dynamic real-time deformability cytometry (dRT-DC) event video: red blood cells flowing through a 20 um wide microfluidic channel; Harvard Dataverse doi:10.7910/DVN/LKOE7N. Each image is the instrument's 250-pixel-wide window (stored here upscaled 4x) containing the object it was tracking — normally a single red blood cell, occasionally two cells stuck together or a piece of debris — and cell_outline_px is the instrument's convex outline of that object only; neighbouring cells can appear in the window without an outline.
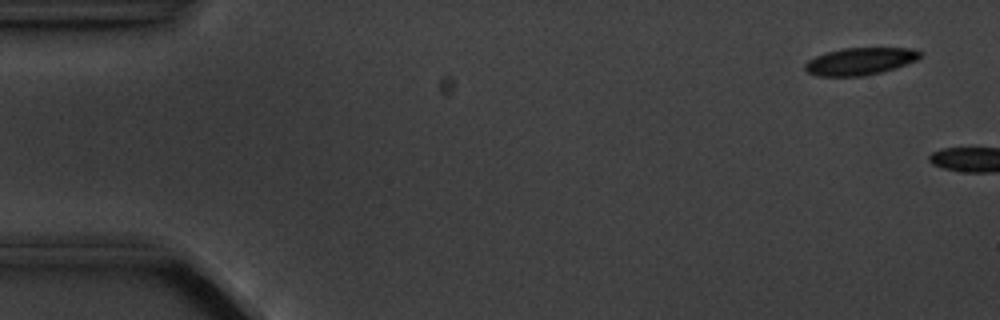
{"species": "common noctule bat (a hibernating species)", "species_latin": "Nyctalus noctula", "temperature_condition": "cold", "stored_images_in_passage": 2, "camera_frame_rate_fps": 3000, "um_per_image_px": 0.085, "animal": {"sex": "male", "body_mass_g": 20.1, "forearm_length_mm": 53.5}, "frame": {"image": 1, "passage_image": 1, "time_ms": 0.0, "image_size_px": [1000, 320], "cell_outline_px": [[920, 56], [916, 60], [880, 72], [864, 76], [816, 76], [808, 72], [804, 68], [804, 64], [808, 60], [816, 56], [840, 48], [912, 48], [920, 52]], "centroid_in_image_um": [73.05, 5.21], "position_along_channel_um": 12.0, "area_um2": 18.03}}